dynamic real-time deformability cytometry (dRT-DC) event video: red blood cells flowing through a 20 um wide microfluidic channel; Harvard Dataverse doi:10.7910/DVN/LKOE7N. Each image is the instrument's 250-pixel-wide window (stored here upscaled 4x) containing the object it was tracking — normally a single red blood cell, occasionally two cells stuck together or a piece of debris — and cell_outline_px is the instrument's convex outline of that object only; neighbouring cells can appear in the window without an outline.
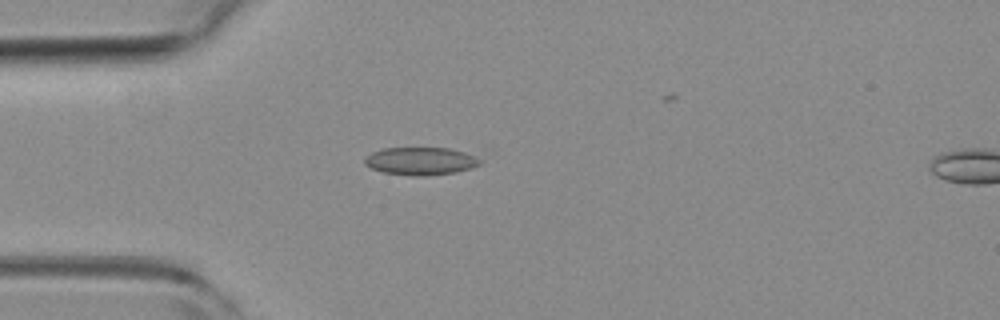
{"species": "common noctule bat (a hibernating species)", "species_latin": "Nyctalus noctula", "temperature_condition": "room temperature", "stored_images_in_passage": 4, "camera_frame_rate_fps": 3000, "um_per_image_px": 0.085, "animal": {"sex": "female", "body_mass_g": 19.3, "forearm_length_mm": 54.1}, "frame": {"image": 1, "passage_image": 3, "time_ms": 0.667, "image_size_px": [1000, 320], "cell_outline_px": [[480, 164], [472, 168], [456, 172], [424, 176], [412, 176], [380, 172], [364, 164], [364, 156], [372, 152], [384, 148], [448, 148], [464, 152], [476, 156], [480, 160]], "centroid_in_image_um": [35.72, 13.7], "position_along_channel_um": 49.3, "area_um2": 18.79}}